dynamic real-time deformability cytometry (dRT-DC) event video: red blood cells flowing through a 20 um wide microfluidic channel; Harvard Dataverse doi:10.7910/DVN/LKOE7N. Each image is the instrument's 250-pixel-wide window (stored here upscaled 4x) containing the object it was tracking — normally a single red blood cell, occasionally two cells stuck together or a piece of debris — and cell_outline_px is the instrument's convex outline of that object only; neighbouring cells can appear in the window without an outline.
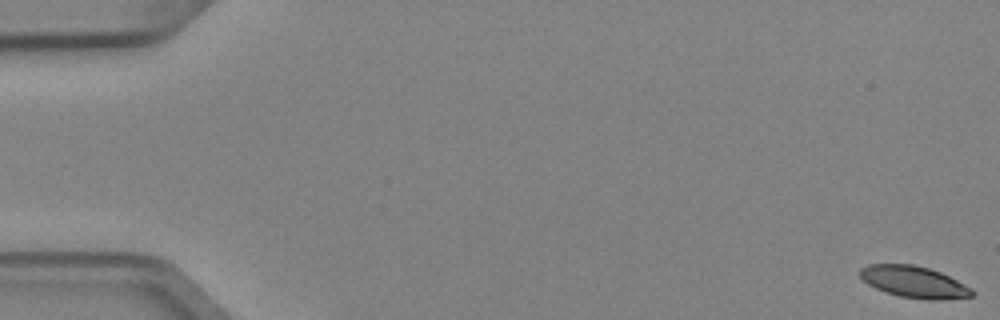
{"species": "Egyptian fruit bat (a non-hibernating species)", "species_latin": "Rousettus aegyptiacus", "temperature_condition": "cold", "stored_images_in_passage": 5, "camera_frame_rate_fps": 3000, "um_per_image_px": 0.085, "animal": {"sex": "female"}, "frame": {"image": 1, "passage_image": 5, "time_ms": 1.333, "image_size_px": [1000, 320], "cell_outline_px": [[972, 296], [940, 300], [932, 300], [900, 296], [884, 292], [868, 284], [860, 276], [860, 268], [868, 264], [912, 264], [928, 268], [940, 272], [972, 288]], "centroid_in_image_um": [77.66, 23.96], "position_along_channel_um": 7.3, "area_um2": 20.4}}